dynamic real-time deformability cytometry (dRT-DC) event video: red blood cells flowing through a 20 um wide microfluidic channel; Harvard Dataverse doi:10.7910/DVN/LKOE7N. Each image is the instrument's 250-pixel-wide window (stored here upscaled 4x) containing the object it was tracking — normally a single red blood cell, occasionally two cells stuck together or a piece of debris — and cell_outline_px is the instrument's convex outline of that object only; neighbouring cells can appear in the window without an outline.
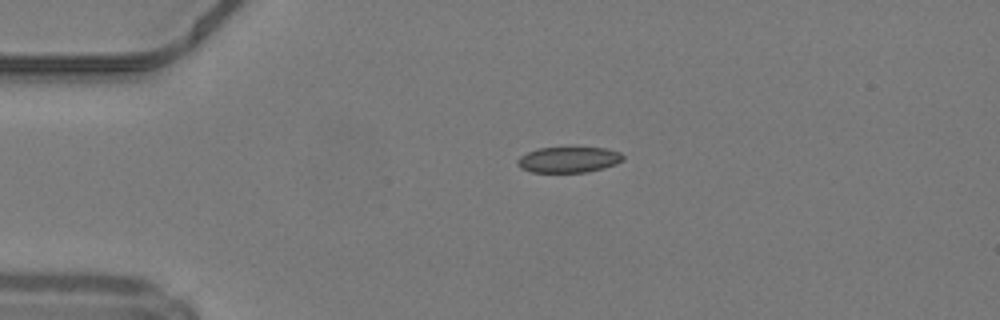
{"species": "common noctule bat (a hibernating species)", "species_latin": "Nyctalus noctula", "temperature_condition": "warm", "stored_images_in_passage": 20, "camera_frame_rate_fps": 3000, "um_per_image_px": 0.085, "animal": {"sex": "male", "body_mass_g": 19.2, "forearm_length_mm": 51.8}, "frame": {"image": 1, "passage_image": 1, "time_ms": 0.0, "image_size_px": [1000, 320], "cell_outline_px": [[624, 160], [616, 164], [604, 168], [588, 172], [532, 172], [520, 168], [516, 164], [516, 160], [520, 156], [528, 152], [540, 148], [608, 148], [620, 152], [624, 156]], "centroid_in_image_um": [48.35, 13.58], "position_along_channel_um": 36.7, "area_um2": 15.9}}
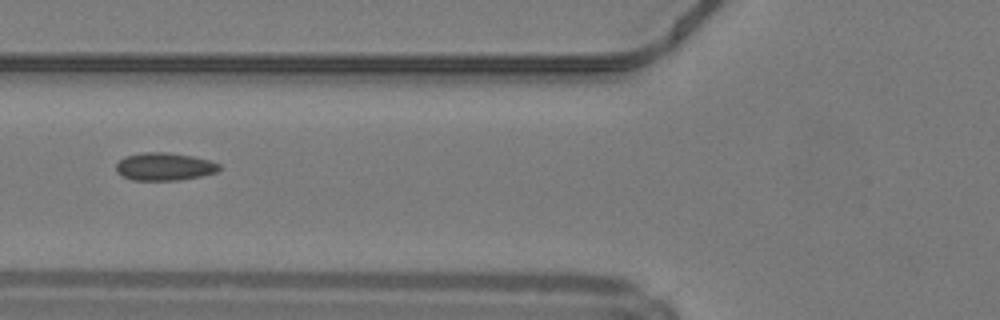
{"frame": {"image": 2, "passage_image": 9, "time_ms": 2.667, "image_size_px": [1000, 320], "cell_outline_px": [[220, 168], [216, 172], [200, 176], [180, 180], [132, 180], [116, 172], [116, 164], [124, 156], [140, 152], [164, 152], [192, 156], [208, 160], [220, 164]], "centroid_in_image_um": [13.94, 14.15], "position_along_channel_um": 111.9, "area_um2": 16.65}}
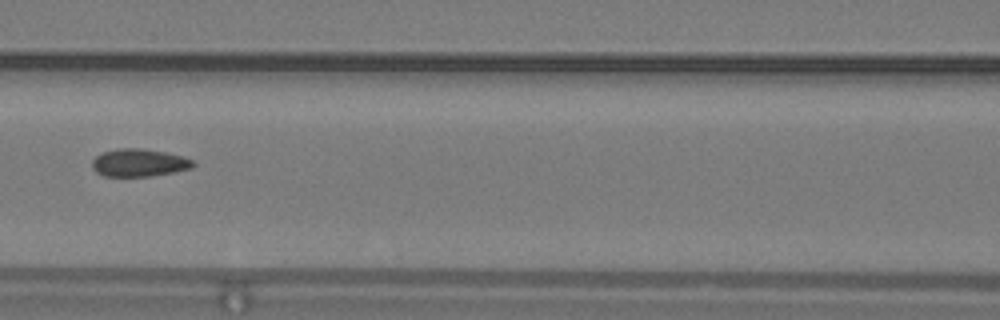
{"frame": {"image": 3, "passage_image": 12, "time_ms": 3.667, "image_size_px": [1000, 320], "cell_outline_px": [[196, 164], [192, 168], [152, 176], [104, 176], [96, 172], [92, 168], [92, 160], [96, 156], [104, 152], [116, 148], [140, 148], [164, 152], [180, 156], [192, 160]], "centroid_in_image_um": [11.79, 13.83], "position_along_channel_um": 154.8, "area_um2": 16.18}}